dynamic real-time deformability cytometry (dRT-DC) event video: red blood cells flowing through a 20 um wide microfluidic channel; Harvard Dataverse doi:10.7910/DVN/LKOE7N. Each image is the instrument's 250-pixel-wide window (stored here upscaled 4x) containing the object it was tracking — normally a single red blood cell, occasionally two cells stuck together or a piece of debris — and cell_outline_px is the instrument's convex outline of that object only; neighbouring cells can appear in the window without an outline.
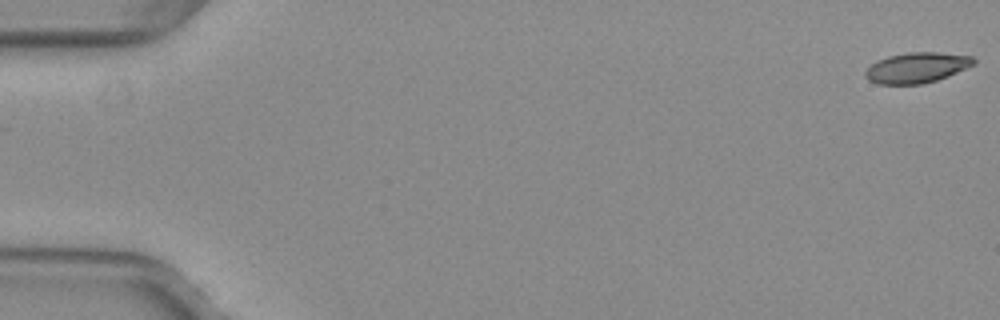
{"species": "common noctule bat (a hibernating species)", "species_latin": "Nyctalus noctula", "temperature_condition": "warm", "stored_images_in_passage": 48, "camera_frame_rate_fps": 3000, "um_per_image_px": 0.085, "animal": {"sex": "female", "body_mass_g": 29.2, "forearm_length_mm": 56.3}, "frame": {"image": 1, "passage_image": 1, "time_ms": 0.0, "image_size_px": [1000, 320], "cell_outline_px": [[976, 64], [948, 76], [936, 80], [920, 84], [876, 84], [868, 80], [864, 76], [864, 72], [876, 60], [888, 56], [908, 52], [936, 52], [972, 56], [976, 60]], "centroid_in_image_um": [77.91, 5.75], "position_along_channel_um": 7.1, "area_um2": 19.31}}
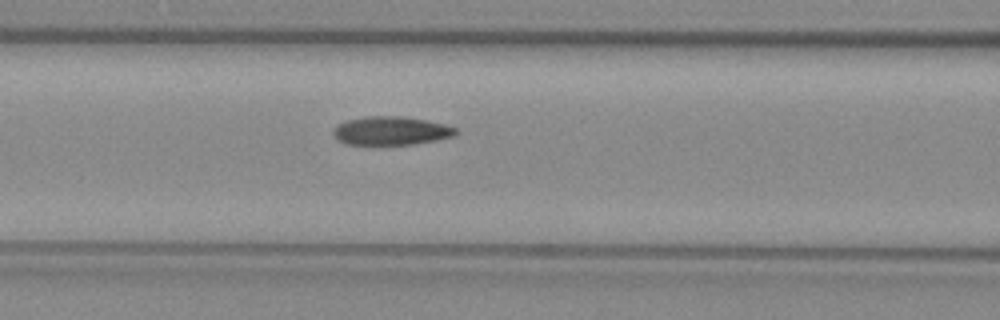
{"frame": {"image": 2, "passage_image": 23, "time_ms": 7.333, "image_size_px": [1000, 320], "cell_outline_px": [[460, 132], [456, 136], [436, 140], [412, 144], [348, 144], [336, 140], [332, 136], [332, 128], [336, 124], [348, 120], [364, 116], [404, 116], [444, 124], [456, 128]], "centroid_in_image_um": [33.21, 11.11], "position_along_channel_um": 133.4, "area_um2": 20.58}}
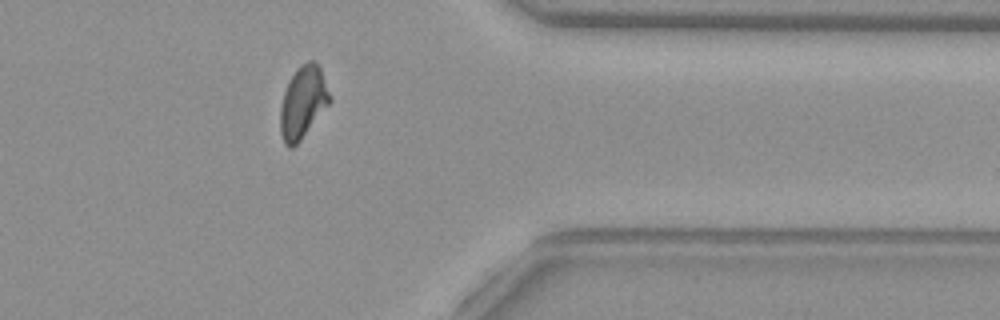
{"frame": {"image": 3, "passage_image": 43, "time_ms": 14.0, "image_size_px": [1000, 320], "cell_outline_px": [[332, 100], [300, 140], [292, 148], [288, 148], [284, 144], [280, 132], [280, 108], [284, 92], [296, 68], [300, 64], [308, 60], [312, 60], [320, 68], [332, 96]], "centroid_in_image_um": [25.75, 8.69], "position_along_channel_um": 385.6, "area_um2": 20.69}}